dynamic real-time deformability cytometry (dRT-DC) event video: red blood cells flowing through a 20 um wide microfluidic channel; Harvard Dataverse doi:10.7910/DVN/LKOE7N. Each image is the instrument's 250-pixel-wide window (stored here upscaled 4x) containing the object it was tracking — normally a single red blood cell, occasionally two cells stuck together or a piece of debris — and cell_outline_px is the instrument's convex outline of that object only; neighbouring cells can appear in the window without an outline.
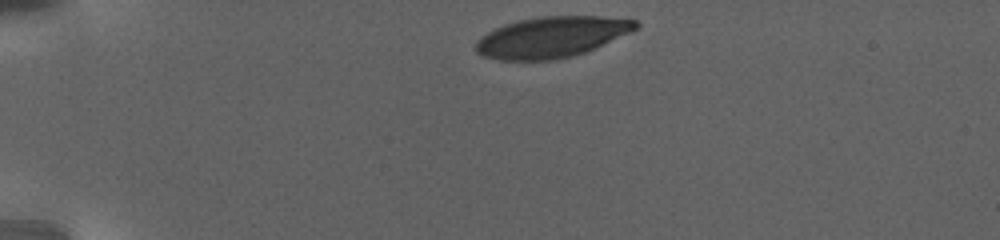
{"species": "human", "species_latin": "Homo sapiens", "temperature_condition": "warm", "stored_images_in_passage": 34, "camera_frame_rate_fps": 3000, "um_per_image_px": 0.085, "donor": {"sex": "female"}, "frame": {"image": 1, "passage_image": 1, "time_ms": 0.0, "image_size_px": [1000, 240], "cell_outline_px": [[640, 24], [636, 28], [596, 48], [572, 56], [552, 60], [500, 60], [484, 56], [476, 52], [476, 40], [480, 36], [504, 24], [520, 20], [540, 16], [600, 16], [636, 20]], "centroid_in_image_um": [46.85, 3.15], "position_along_channel_um": 38.1, "area_um2": 37.8}}
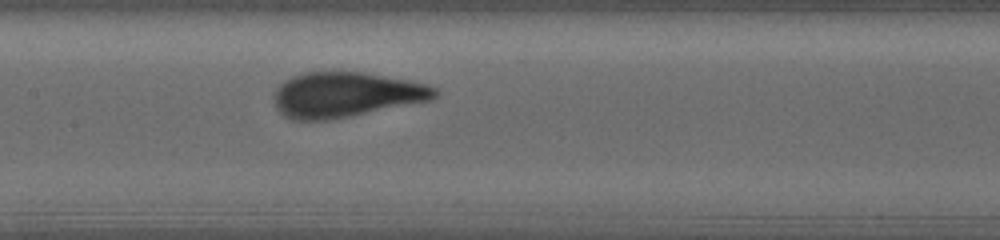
{"frame": {"image": 2, "passage_image": 18, "time_ms": 7.333, "image_size_px": [1000, 240], "cell_outline_px": [[440, 92], [432, 100], [328, 120], [296, 120], [280, 112], [276, 108], [272, 96], [276, 88], [284, 80], [292, 76], [304, 72], [364, 72], [412, 80], [428, 84], [436, 88]], "centroid_in_image_um": [29.41, 8.03], "position_along_channel_um": 178.0, "area_um2": 42.43}}
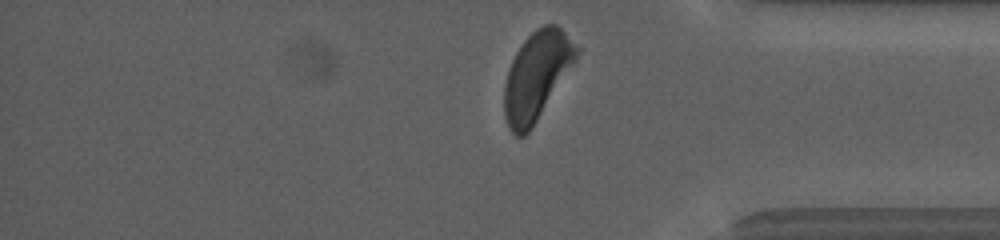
{"frame": {"image": 3, "passage_image": 34, "time_ms": 15.333, "image_size_px": [1000, 240], "cell_outline_px": [[584, 48], [528, 132], [524, 136], [516, 136], [508, 128], [504, 116], [504, 84], [508, 68], [516, 52], [524, 40], [536, 28], [544, 24], [556, 24]], "centroid_in_image_um": [45.64, 6.38], "position_along_channel_um": 389.6, "area_um2": 37.17}, "authors_computed_cell_mechanics": {"area_um2": 41.5004, "velocity_mm_per_s": 2.7587, "shape_relaxation_time_tau1_ms": 4.4258, "shape_relaxation_time_tau2_ms": null, "deformation_change_tau1": 0.1845, "deformation_change_tau2": null}}